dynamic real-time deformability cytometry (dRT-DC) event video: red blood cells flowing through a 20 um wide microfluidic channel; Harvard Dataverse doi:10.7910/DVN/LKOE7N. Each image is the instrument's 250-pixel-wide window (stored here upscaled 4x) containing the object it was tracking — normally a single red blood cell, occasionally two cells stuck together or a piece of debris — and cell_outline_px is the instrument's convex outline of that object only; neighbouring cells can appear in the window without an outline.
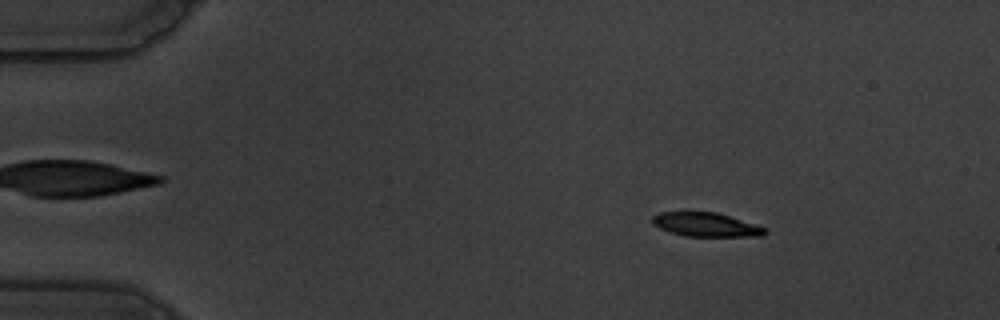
{"species": "common noctule bat (a hibernating species)", "species_latin": "Nyctalus noctula", "temperature_condition": "warm", "stored_images_in_passage": 58, "camera_frame_rate_fps": 3000, "um_per_image_px": 0.085, "animal": {"sex": "male", "body_mass_g": 19.5, "forearm_length_mm": 54.6}, "frame": {"image": 1, "passage_image": 9, "time_ms": 2.667, "image_size_px": [1000, 320], "cell_outline_px": [[768, 232], [764, 236], [684, 236], [668, 232], [652, 224], [652, 216], [660, 212], [716, 212], [764, 228]], "centroid_in_image_um": [59.94, 19.1], "position_along_channel_um": 25.1, "area_um2": 15.49}}
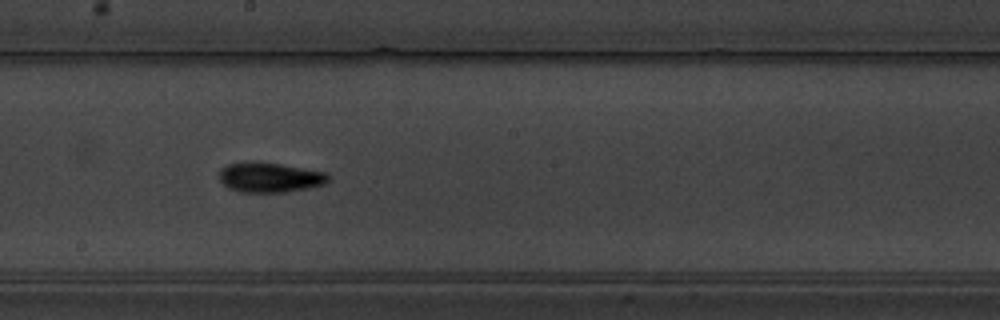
{"frame": {"image": 2, "passage_image": 33, "time_ms": 10.667, "image_size_px": [1000, 320], "cell_outline_px": [[328, 180], [324, 184], [308, 188], [288, 192], [240, 192], [228, 188], [220, 180], [220, 168], [228, 164], [256, 160], [280, 164], [324, 172], [328, 176]], "centroid_in_image_um": [22.89, 15.07], "position_along_channel_um": 225.3, "area_um2": 19.02}}
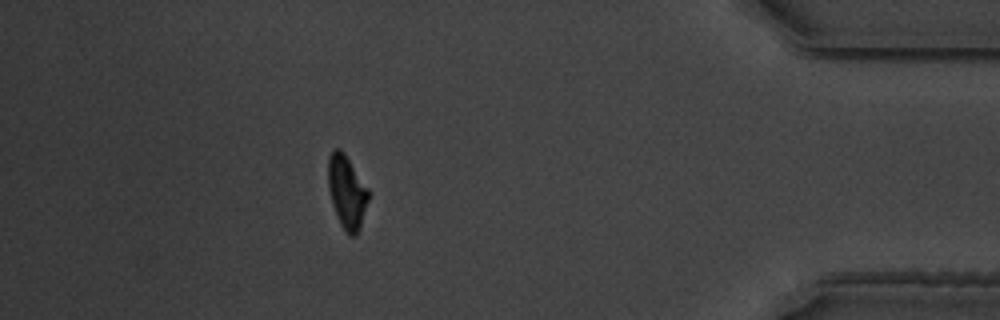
{"frame": {"image": 3, "passage_image": 52, "time_ms": 17.0, "image_size_px": [1000, 320], "cell_outline_px": [[368, 200], [360, 228], [356, 236], [348, 236], [340, 224], [332, 204], [328, 188], [328, 156], [332, 148], [340, 148], [344, 152], [368, 188]], "centroid_in_image_um": [29.46, 16.3], "position_along_channel_um": 405.7, "area_um2": 17.28}, "authors_computed_cell_mechanics": {"area_um2": 17.4267, "velocity_mm_per_s": 3.5136, "shape_relaxation_time_tau1_ms": 3.3835, "shape_relaxation_time_tau2_ms": 2.9383, "deformation_change_tau1": 0.1505, "deformation_change_tau2": 0.09}}